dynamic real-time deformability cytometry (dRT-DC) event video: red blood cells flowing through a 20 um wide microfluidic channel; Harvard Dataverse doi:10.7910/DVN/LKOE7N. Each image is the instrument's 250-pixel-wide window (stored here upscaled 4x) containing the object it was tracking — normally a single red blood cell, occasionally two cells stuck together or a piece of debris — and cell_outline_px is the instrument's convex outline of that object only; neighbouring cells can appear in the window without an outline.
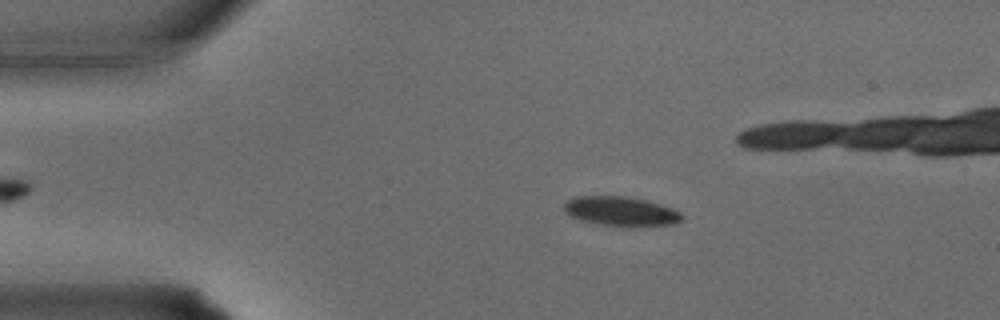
{"species": "common noctule bat (a hibernating species)", "species_latin": "Nyctalus noctula", "temperature_condition": "warm", "stored_images_in_passage": 34, "camera_frame_rate_fps": 3000, "um_per_image_px": 0.085, "animal": {"sex": "male", "body_mass_g": 15.6}, "frame": {"image": 1, "passage_image": 6, "time_ms": 1.667, "image_size_px": [1000, 320], "cell_outline_px": [[684, 216], [676, 224], [600, 224], [580, 220], [564, 212], [564, 204], [568, 200], [576, 196], [624, 196], [648, 200], [672, 208], [680, 212]], "centroid_in_image_um": [52.75, 17.91], "position_along_channel_um": 32.3, "area_um2": 19.48}}
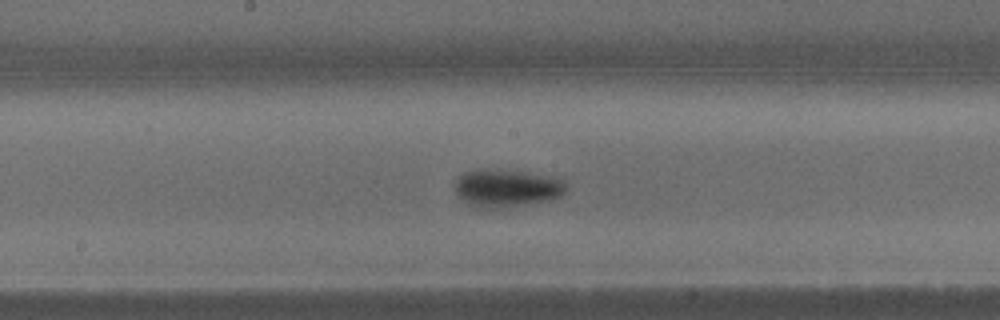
{"frame": {"image": 2, "passage_image": 17, "time_ms": 5.333, "image_size_px": [1000, 320], "cell_outline_px": [[568, 188], [560, 196], [548, 200], [500, 208], [476, 208], [468, 204], [456, 192], [456, 180], [464, 172], [480, 168], [484, 168], [528, 172], [556, 176], [564, 180]], "centroid_in_image_um": [43.1, 15.96], "position_along_channel_um": 205.1, "area_um2": 24.62}}
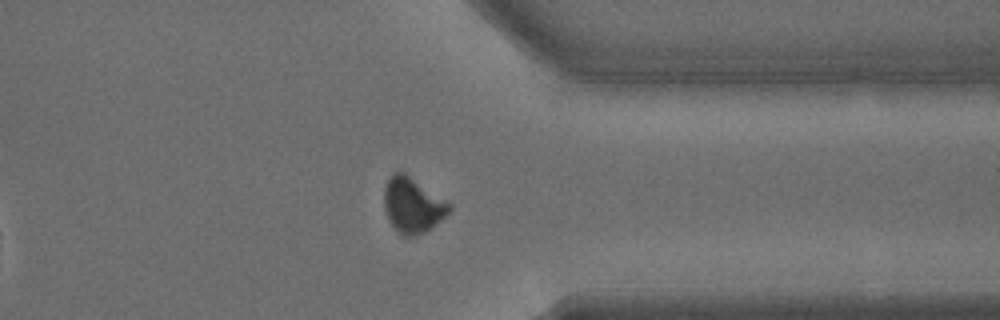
{"frame": {"image": 3, "passage_image": 26, "time_ms": 8.333, "image_size_px": [1000, 320], "cell_outline_px": [[452, 208], [432, 228], [416, 236], [404, 236], [388, 220], [384, 208], [384, 188], [392, 172], [404, 172], [452, 204]], "centroid_in_image_um": [35.07, 17.43], "position_along_channel_um": 376.3, "area_um2": 20.81}}